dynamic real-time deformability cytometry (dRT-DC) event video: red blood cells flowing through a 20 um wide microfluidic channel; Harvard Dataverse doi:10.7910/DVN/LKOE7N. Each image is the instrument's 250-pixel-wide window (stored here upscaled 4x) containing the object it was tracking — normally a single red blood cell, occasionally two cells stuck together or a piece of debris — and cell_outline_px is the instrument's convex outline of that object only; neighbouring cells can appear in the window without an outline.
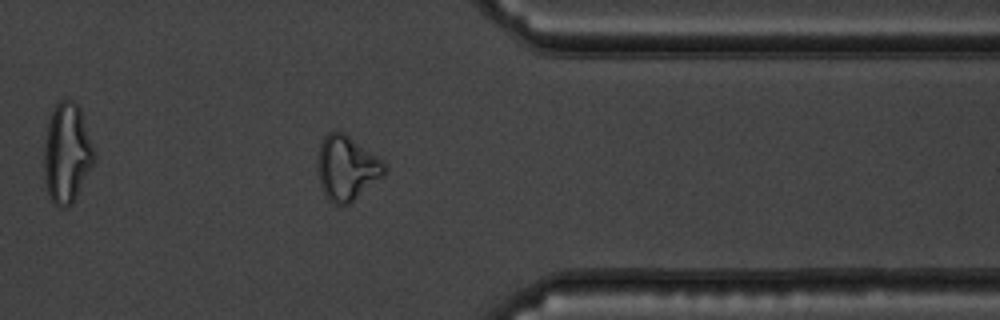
{"species": "common noctule bat (a hibernating species)", "species_latin": "Nyctalus noctula", "temperature_condition": "warm", "stored_images_in_passage": 36, "camera_frame_rate_fps": 3000, "um_per_image_px": 0.085, "animal": {"sex": "male", "body_mass_g": 19.5, "forearm_length_mm": 54.6}, "frame": {"image": 1, "passage_image": 26, "time_ms": 8.333, "image_size_px": [1000, 320], "cell_outline_px": [[384, 176], [352, 204], [332, 204], [328, 200], [320, 184], [316, 160], [320, 144], [324, 136], [328, 132], [344, 132], [384, 160]], "centroid_in_image_um": [29.47, 14.3], "position_along_channel_um": 381.9, "area_um2": 25.55}}